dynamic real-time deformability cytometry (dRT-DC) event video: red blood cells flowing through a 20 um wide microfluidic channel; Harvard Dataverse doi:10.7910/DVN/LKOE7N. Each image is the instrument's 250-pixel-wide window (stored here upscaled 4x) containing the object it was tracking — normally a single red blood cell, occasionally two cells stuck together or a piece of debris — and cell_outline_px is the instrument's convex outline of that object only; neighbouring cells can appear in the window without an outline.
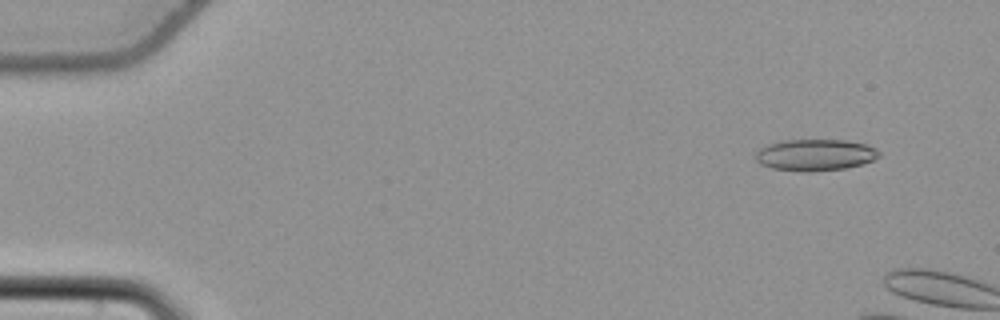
{"species": "common noctule bat (a hibernating species)", "species_latin": "Nyctalus noctula", "temperature_condition": "cold", "stored_images_in_passage": 16, "camera_frame_rate_fps": 3000, "um_per_image_px": 0.085, "animal": {"sex": "female", "body_mass_g": 22.7, "forearm_length_mm": 54.2}, "frame": {"image": 1, "passage_image": 5, "time_ms": 1.333, "image_size_px": [1000, 320], "cell_outline_px": [[880, 156], [864, 164], [844, 168], [808, 172], [804, 172], [772, 168], [760, 164], [756, 160], [756, 152], [760, 148], [768, 144], [780, 140], [844, 140], [864, 144], [876, 148], [880, 152]], "centroid_in_image_um": [69.28, 13.17], "position_along_channel_um": 15.7, "area_um2": 22.72}}